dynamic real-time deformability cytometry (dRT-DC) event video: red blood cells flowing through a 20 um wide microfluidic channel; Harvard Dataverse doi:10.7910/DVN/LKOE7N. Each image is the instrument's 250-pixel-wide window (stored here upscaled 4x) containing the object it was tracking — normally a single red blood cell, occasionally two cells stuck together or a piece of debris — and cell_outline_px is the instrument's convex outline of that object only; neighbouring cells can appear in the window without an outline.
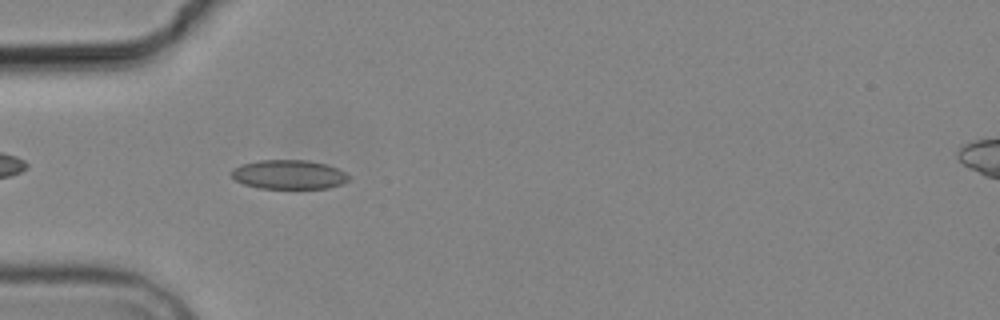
{"species": "common noctule bat (a hibernating species)", "species_latin": "Nyctalus noctula", "temperature_condition": "cold", "stored_images_in_passage": 2, "camera_frame_rate_fps": 3000, "um_per_image_px": 0.085, "animal": {"sex": "male", "body_mass_g": 19.2, "forearm_length_mm": 51.8}, "frame": {"image": 1, "passage_image": 2, "time_ms": 1.333, "image_size_px": [1000, 320], "cell_outline_px": [[348, 180], [340, 184], [328, 188], [260, 188], [244, 184], [236, 180], [232, 176], [232, 168], [240, 164], [260, 160], [308, 160], [324, 164], [336, 168], [344, 172], [348, 176]], "centroid_in_image_um": [24.51, 14.83], "position_along_channel_um": 60.5, "area_um2": 19.71}}